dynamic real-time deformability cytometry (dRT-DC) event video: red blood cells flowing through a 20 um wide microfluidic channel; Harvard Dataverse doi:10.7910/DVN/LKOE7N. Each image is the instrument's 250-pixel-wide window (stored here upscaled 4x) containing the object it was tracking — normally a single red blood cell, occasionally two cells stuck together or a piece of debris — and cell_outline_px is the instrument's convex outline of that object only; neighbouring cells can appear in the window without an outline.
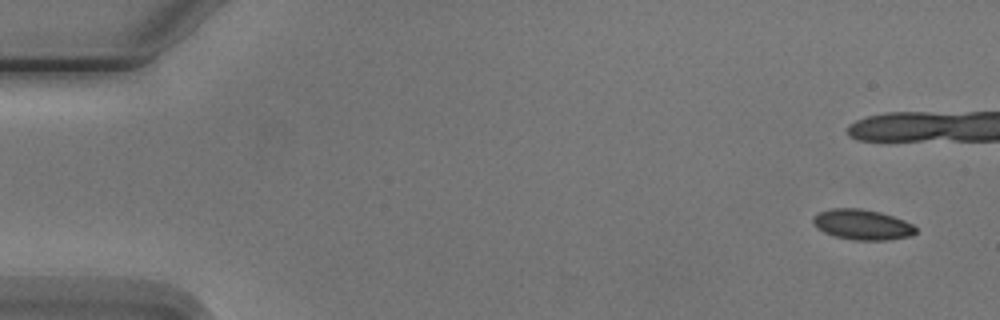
{"species": "Egyptian fruit bat (a non-hibernating species)", "species_latin": "Rousettus aegyptiacus", "temperature_condition": "cold", "stored_images_in_passage": 10, "camera_frame_rate_fps": 3000, "um_per_image_px": 0.085, "animal": {"sex": "male"}, "frame": {"image": 1, "passage_image": 1, "time_ms": 0.0, "image_size_px": [1000, 320], "cell_outline_px": [[916, 232], [908, 236], [888, 240], [856, 240], [836, 236], [824, 232], [812, 220], [812, 216], [820, 212], [832, 208], [860, 208], [880, 212], [904, 220], [912, 224], [916, 228]], "centroid_in_image_um": [73.3, 19.08], "position_along_channel_um": 11.7, "area_um2": 17.86}}
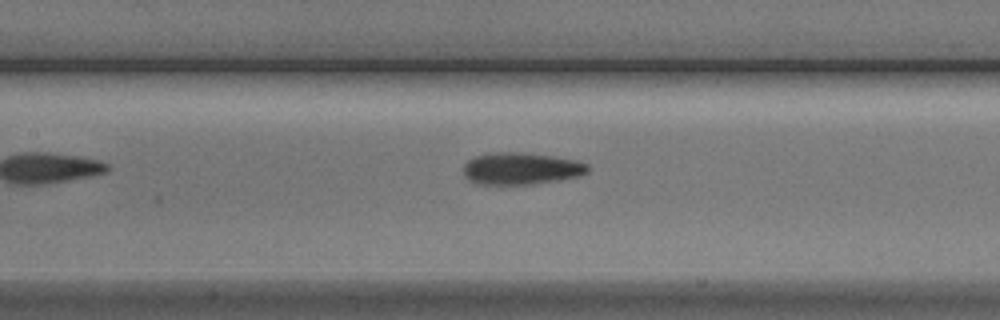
{"frame": {"image": 2, "passage_image": 9, "time_ms": 10.333, "image_size_px": [1000, 320], "cell_outline_px": [[588, 172], [576, 176], [556, 180], [528, 184], [476, 184], [468, 180], [464, 176], [464, 164], [468, 160], [476, 156], [492, 152], [520, 152], [552, 156], [576, 160], [588, 164]], "centroid_in_image_um": [44.24, 14.32], "position_along_channel_um": 163.2, "area_um2": 23.0}}